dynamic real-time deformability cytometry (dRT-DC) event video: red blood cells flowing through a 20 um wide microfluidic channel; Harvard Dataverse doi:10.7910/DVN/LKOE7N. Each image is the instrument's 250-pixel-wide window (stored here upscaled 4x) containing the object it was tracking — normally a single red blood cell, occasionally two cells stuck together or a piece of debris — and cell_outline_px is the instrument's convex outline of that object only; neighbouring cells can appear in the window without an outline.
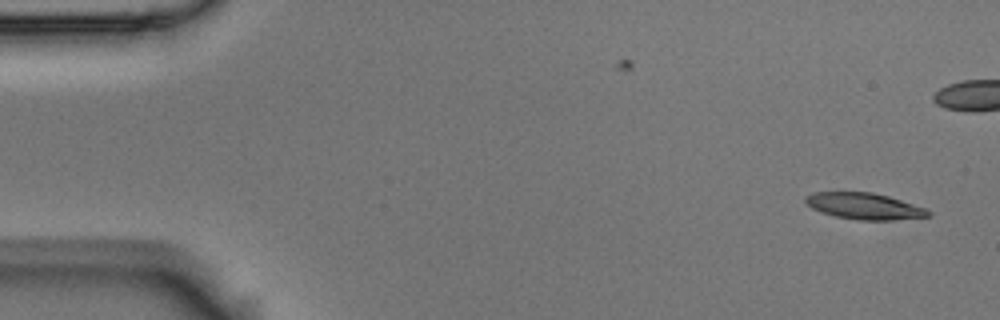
{"species": "Egyptian fruit bat (a non-hibernating species)", "species_latin": "Rousettus aegyptiacus", "temperature_condition": "room temperature", "stored_images_in_passage": 9, "camera_frame_rate_fps": 3000, "um_per_image_px": 0.085, "animal": {"sex": "male"}, "frame": {"image": 1, "passage_image": 1, "time_ms": 0.0, "image_size_px": [1000, 320], "cell_outline_px": [[932, 216], [896, 220], [856, 220], [836, 216], [820, 212], [812, 208], [804, 200], [804, 196], [812, 192], [872, 192], [888, 196], [928, 208], [932, 212]], "centroid_in_image_um": [73.51, 17.52], "position_along_channel_um": 11.5, "area_um2": 19.13}}
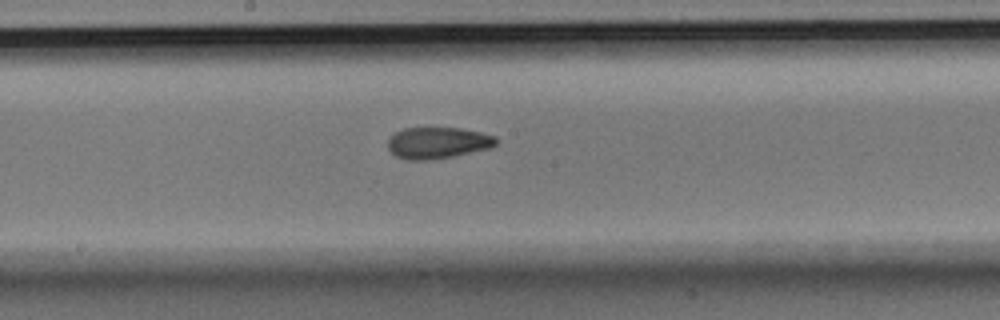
{"frame": {"image": 2, "passage_image": 9, "time_ms": 2.667, "image_size_px": [1000, 320], "cell_outline_px": [[500, 140], [492, 148], [432, 160], [408, 160], [396, 156], [388, 148], [388, 140], [396, 132], [404, 128], [460, 128], [480, 132], [496, 136]], "centroid_in_image_um": [37.25, 12.14], "position_along_channel_um": 211.0, "area_um2": 19.88}}